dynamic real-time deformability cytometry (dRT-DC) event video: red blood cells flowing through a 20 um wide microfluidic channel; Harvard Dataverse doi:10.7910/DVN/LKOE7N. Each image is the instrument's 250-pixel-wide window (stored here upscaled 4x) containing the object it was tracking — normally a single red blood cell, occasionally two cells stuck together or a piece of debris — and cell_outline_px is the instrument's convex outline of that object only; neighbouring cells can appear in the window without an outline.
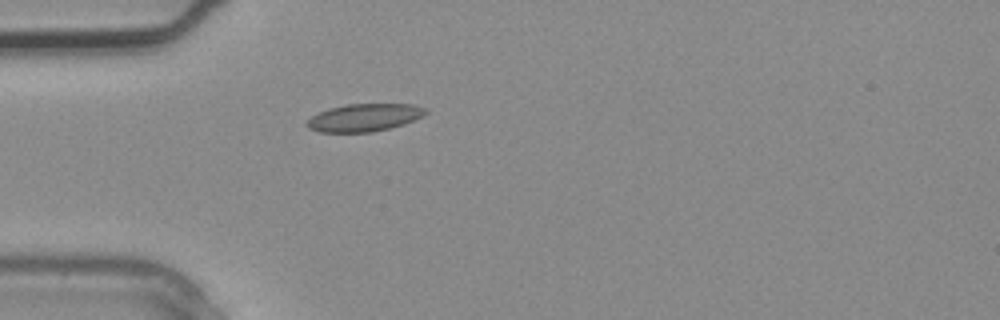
{"species": "common noctule bat (a hibernating species)", "species_latin": "Nyctalus noctula", "temperature_condition": "warm", "stored_images_in_passage": 4, "camera_frame_rate_fps": 3000, "um_per_image_px": 0.085, "animal": {"sex": "male", "body_mass_g": 20.4}, "frame": {"image": 1, "passage_image": 4, "time_ms": 1.0, "image_size_px": [1000, 320], "cell_outline_px": [[428, 112], [424, 116], [404, 124], [372, 132], [320, 132], [308, 128], [304, 124], [312, 116], [328, 108], [348, 104], [412, 104], [424, 108]], "centroid_in_image_um": [30.95, 9.99], "position_along_channel_um": 54.0, "area_um2": 19.07}}